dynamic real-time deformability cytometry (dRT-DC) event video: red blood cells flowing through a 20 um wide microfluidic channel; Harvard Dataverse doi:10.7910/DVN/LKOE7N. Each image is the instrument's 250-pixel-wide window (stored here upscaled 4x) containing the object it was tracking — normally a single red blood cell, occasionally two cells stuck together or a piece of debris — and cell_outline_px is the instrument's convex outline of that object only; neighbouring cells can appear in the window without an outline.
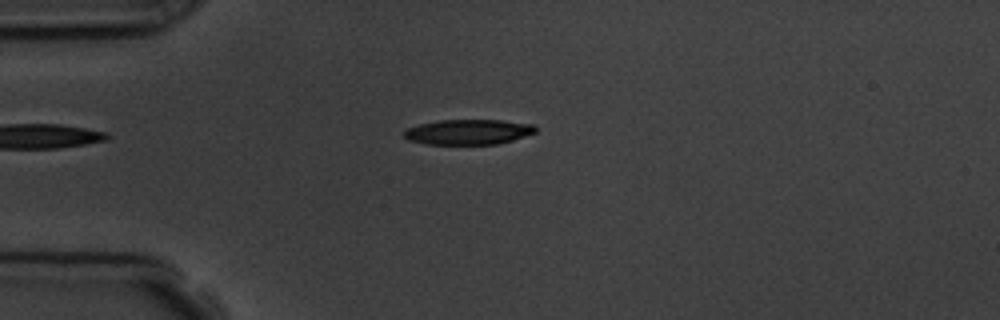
{"species": "common noctule bat (a hibernating species)", "species_latin": "Nyctalus noctula", "temperature_condition": "room temperature", "stored_images_in_passage": 9, "camera_frame_rate_fps": 3000, "um_per_image_px": 0.085, "animal": {"sex": "male", "body_mass_g": 19.5, "forearm_length_mm": 54.6}, "frame": {"image": 1, "passage_image": 4, "time_ms": 3.333, "image_size_px": [1000, 320], "cell_outline_px": [[536, 132], [512, 140], [496, 144], [424, 144], [408, 140], [404, 136], [404, 132], [408, 128], [420, 124], [440, 120], [500, 120], [532, 124], [536, 128]], "centroid_in_image_um": [39.79, 11.22], "position_along_channel_um": 45.2, "area_um2": 19.13}}